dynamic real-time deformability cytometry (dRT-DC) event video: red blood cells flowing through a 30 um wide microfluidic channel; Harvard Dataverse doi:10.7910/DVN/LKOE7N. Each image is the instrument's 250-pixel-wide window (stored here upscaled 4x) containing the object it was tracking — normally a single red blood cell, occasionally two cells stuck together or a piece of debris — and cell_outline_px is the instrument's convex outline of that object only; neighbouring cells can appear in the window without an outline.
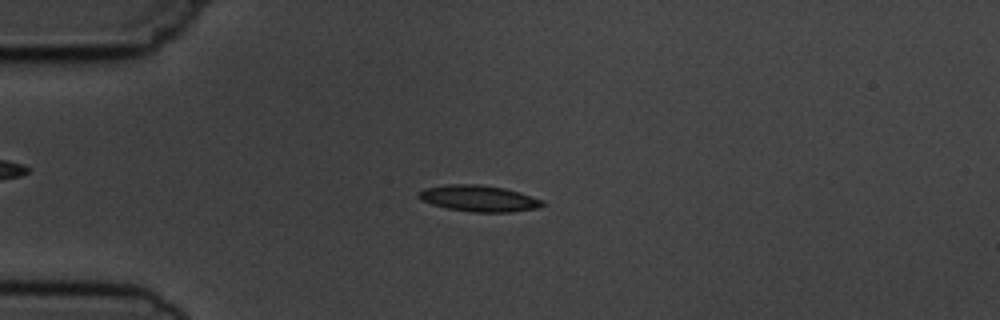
{"species": "common noctule bat (a hibernating species)", "species_latin": "Nyctalus noctula", "temperature_condition": "cold", "stored_images_in_passage": 7, "camera_frame_rate_fps": 3000, "um_per_image_px": 0.085, "animal": {"sex": "male", "body_mass_g": 19.5, "forearm_length_mm": 54.6}, "frame": {"image": 1, "passage_image": 3, "time_ms": 2.333, "image_size_px": [1000, 320], "cell_outline_px": [[548, 204], [536, 208], [512, 212], [472, 212], [448, 208], [432, 204], [420, 200], [416, 196], [416, 192], [424, 188], [444, 184], [480, 184], [504, 188], [520, 192], [544, 200]], "centroid_in_image_um": [40.69, 16.85], "position_along_channel_um": 44.3, "area_um2": 19.25}}
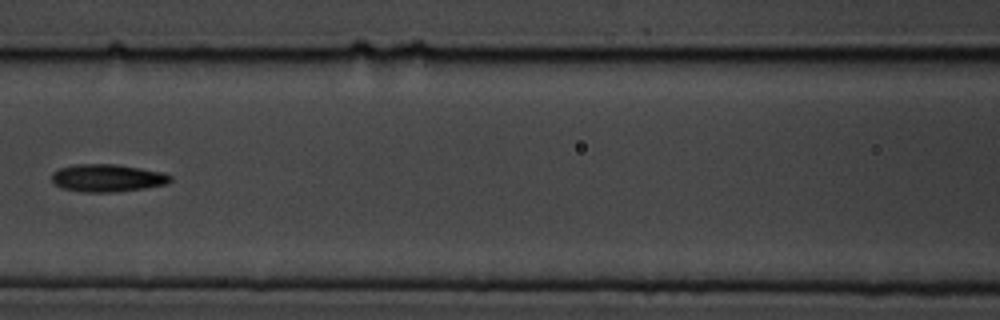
{"frame": {"image": 2, "passage_image": 6, "time_ms": 6.0, "image_size_px": [1000, 320], "cell_outline_px": [[172, 180], [168, 184], [144, 188], [116, 192], [84, 192], [60, 188], [52, 180], [52, 172], [60, 168], [76, 164], [116, 164], [140, 168], [160, 172], [172, 176]], "centroid_in_image_um": [9.12, 15.13], "position_along_channel_um": 157.5, "area_um2": 19.07}}
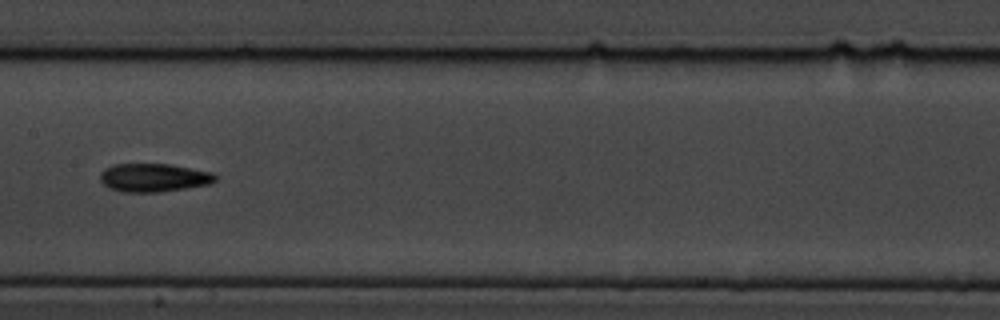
{"frame": {"image": 3, "passage_image": 7, "time_ms": 7.0, "image_size_px": [1000, 320], "cell_outline_px": [[216, 180], [208, 184], [184, 188], [156, 192], [124, 192], [108, 188], [100, 180], [100, 172], [104, 168], [112, 164], [172, 164], [212, 172], [216, 176]], "centroid_in_image_um": [13.02, 15.09], "position_along_channel_um": 194.4, "area_um2": 19.02}}